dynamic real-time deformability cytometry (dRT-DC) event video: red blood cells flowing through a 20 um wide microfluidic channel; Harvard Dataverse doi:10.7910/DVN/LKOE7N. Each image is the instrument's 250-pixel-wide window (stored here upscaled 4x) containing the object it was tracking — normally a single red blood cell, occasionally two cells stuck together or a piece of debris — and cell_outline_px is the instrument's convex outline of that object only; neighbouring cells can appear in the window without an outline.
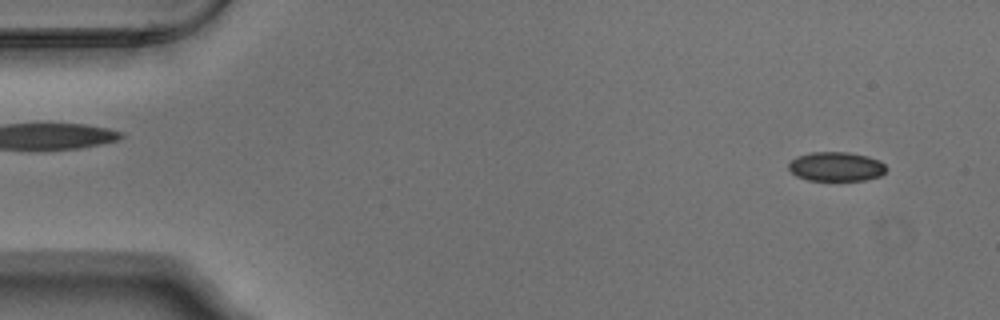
{"species": "Egyptian fruit bat (a non-hibernating species)", "species_latin": "Rousettus aegyptiacus", "temperature_condition": "warm", "stored_images_in_passage": 5, "segment_of_instrument_passage": [2, 2], "camera_frame_rate_fps": 3000, "um_per_image_px": 0.085, "animal": {"sex": "male"}, "frame": {"image": 1, "passage_image": 5, "time_ms": 1.333, "image_size_px": [1000, 320], "cell_outline_px": [[888, 168], [880, 176], [864, 180], [808, 180], [796, 176], [788, 168], [788, 164], [796, 156], [808, 152], [848, 152], [868, 156], [880, 160]], "centroid_in_image_um": [71.07, 14.15], "position_along_channel_um": 13.9, "area_um2": 16.76}}